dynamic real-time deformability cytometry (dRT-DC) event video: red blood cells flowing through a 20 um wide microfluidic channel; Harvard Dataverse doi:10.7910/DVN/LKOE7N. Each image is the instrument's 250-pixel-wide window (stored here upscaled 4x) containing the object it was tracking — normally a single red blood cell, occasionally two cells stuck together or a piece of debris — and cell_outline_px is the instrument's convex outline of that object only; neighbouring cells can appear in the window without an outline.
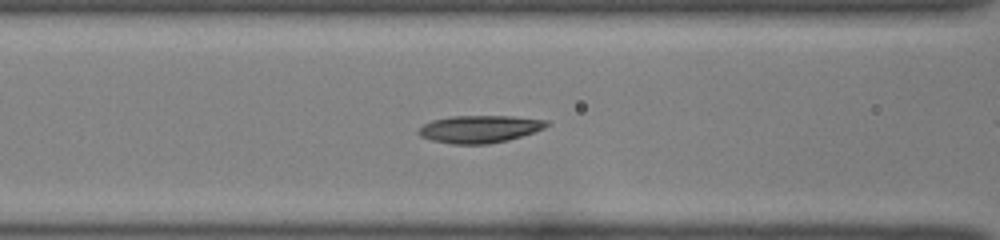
{"species": "common noctule bat (a hibernating species)", "species_latin": "Nyctalus noctula", "temperature_condition": "room temperature", "stored_images_in_passage": 33, "camera_frame_rate_fps": 3000, "um_per_image_px": 0.085, "animal": {"sex": "female", "body_mass_g": 22.0, "forearm_length_mm": 56.7}, "frame": {"image": 1, "passage_image": 14, "time_ms": 4.333, "image_size_px": [1000, 240], "cell_outline_px": [[548, 124], [544, 128], [508, 140], [488, 144], [452, 144], [432, 140], [420, 136], [416, 132], [424, 124], [432, 120], [452, 116], [512, 116], [548, 120]], "centroid_in_image_um": [40.74, 10.96], "position_along_channel_um": 125.9, "area_um2": 20.35}}
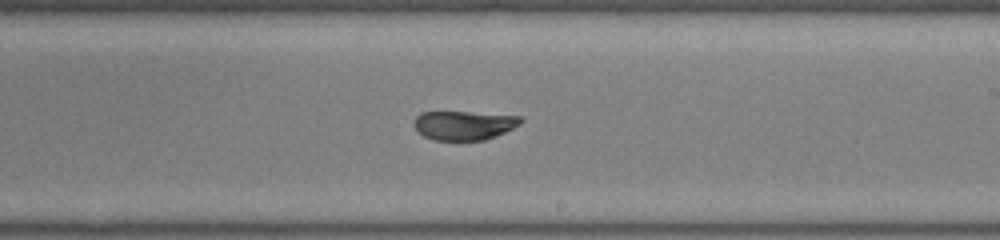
{"frame": {"image": 2, "passage_image": 23, "time_ms": 7.333, "image_size_px": [1000, 240], "cell_outline_px": [[524, 120], [520, 124], [504, 132], [484, 140], [432, 140], [424, 136], [416, 128], [416, 116], [420, 112], [468, 112], [520, 116]], "centroid_in_image_um": [39.45, 10.64], "position_along_channel_um": 249.5, "area_um2": 17.8}}
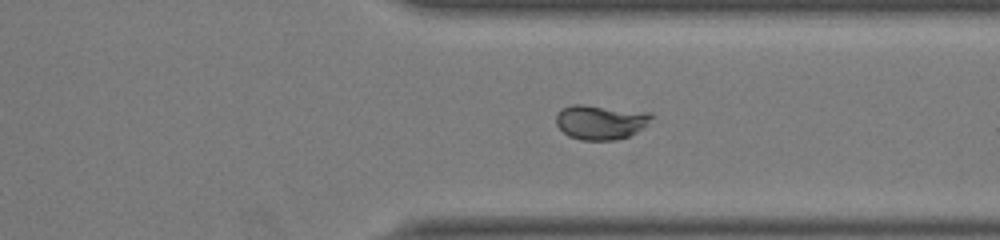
{"frame": {"image": 3, "passage_image": 31, "time_ms": 10.0, "image_size_px": [1000, 240], "cell_outline_px": [[652, 116], [636, 132], [628, 136], [616, 140], [580, 140], [568, 136], [556, 124], [556, 116], [564, 108], [572, 104], [584, 104], [652, 112]], "centroid_in_image_um": [51.02, 10.37], "position_along_channel_um": 360.4, "area_um2": 19.02}}